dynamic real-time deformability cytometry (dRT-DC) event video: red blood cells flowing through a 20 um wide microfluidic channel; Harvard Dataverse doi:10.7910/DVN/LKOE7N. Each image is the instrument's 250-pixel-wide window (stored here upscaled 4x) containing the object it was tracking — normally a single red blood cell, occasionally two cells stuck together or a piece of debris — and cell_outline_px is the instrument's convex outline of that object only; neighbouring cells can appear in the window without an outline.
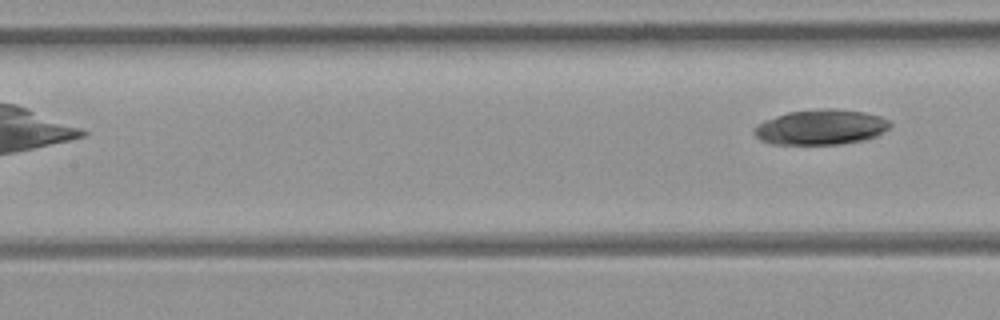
{"species": "common noctule bat (a hibernating species)", "species_latin": "Nyctalus noctula", "temperature_condition": "room temperature", "stored_images_in_passage": 6, "camera_frame_rate_fps": 3000, "um_per_image_px": 0.085, "animal": {"sex": "female", "body_mass_g": 21.9}, "frame": {"image": 1, "passage_image": 6, "time_ms": 1.667, "image_size_px": [1000, 320], "cell_outline_px": [[892, 124], [888, 128], [876, 136], [864, 140], [840, 144], [772, 144], [760, 140], [752, 132], [756, 124], [764, 120], [788, 112], [820, 108], [828, 108], [864, 112], [880, 116], [888, 120]], "centroid_in_image_um": [69.74, 10.81], "position_along_channel_um": 137.7, "area_um2": 27.92}}